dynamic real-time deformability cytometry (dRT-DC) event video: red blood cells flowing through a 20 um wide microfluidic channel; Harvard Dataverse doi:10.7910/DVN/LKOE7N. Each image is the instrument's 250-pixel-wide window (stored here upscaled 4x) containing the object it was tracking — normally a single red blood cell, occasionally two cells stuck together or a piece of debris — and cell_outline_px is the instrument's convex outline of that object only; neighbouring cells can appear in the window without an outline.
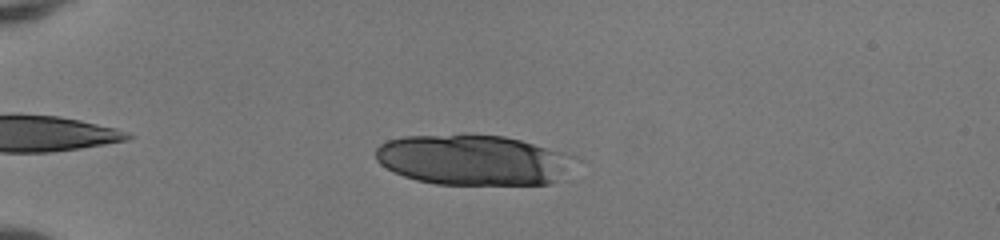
{"species": "human", "species_latin": "Homo sapiens", "temperature_condition": "room temperature", "stored_images_in_passage": 41, "camera_frame_rate_fps": 3000, "um_per_image_px": 0.085, "donor": {"sex": "female"}, "frame": {"image": 1, "passage_image": 9, "time_ms": 2.667, "image_size_px": [1000, 240], "cell_outline_px": [[580, 156], [556, 180], [548, 184], [436, 184], [416, 180], [404, 176], [380, 164], [376, 160], [376, 148], [380, 144], [388, 140], [404, 136], [464, 132], [504, 136], [520, 140]], "centroid_in_image_um": [40.19, 13.55], "position_along_channel_um": 44.8, "area_um2": 59.13}}